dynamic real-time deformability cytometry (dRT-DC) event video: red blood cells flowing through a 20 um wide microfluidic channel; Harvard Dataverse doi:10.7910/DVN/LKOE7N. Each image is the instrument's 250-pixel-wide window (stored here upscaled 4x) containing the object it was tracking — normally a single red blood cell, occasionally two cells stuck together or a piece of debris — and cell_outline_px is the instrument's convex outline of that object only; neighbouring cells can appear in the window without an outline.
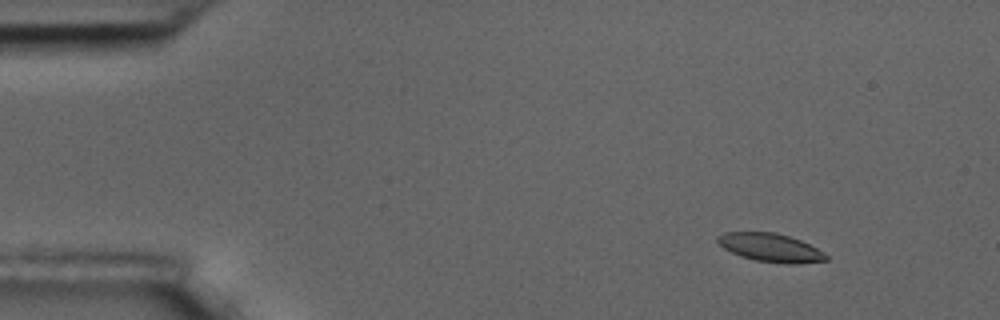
{"species": "common noctule bat (a hibernating species)", "species_latin": "Nyctalus noctula", "temperature_condition": "room temperature", "stored_images_in_passage": 52, "camera_frame_rate_fps": 3000, "um_per_image_px": 0.085, "animal": {"sex": "male", "body_mass_g": 17.5, "forearm_length_mm": 52.3}, "frame": {"image": 1, "passage_image": 1, "time_ms": 0.0, "image_size_px": [1000, 320], "cell_outline_px": [[828, 260], [796, 264], [788, 264], [756, 260], [740, 256], [724, 248], [716, 240], [716, 236], [724, 232], [776, 232], [800, 240], [824, 252], [828, 256]], "centroid_in_image_um": [65.49, 21.04], "position_along_channel_um": 19.5, "area_um2": 17.86}}
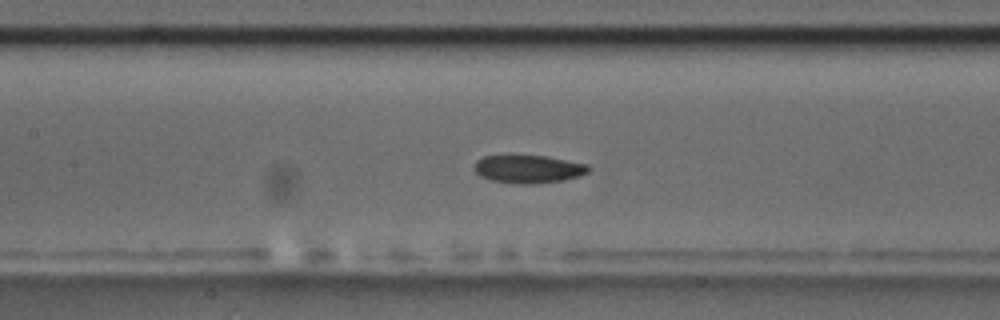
{"frame": {"image": 2, "passage_image": 21, "time_ms": 6.667, "image_size_px": [1000, 320], "cell_outline_px": [[592, 168], [588, 172], [580, 176], [564, 180], [528, 184], [516, 184], [492, 180], [480, 176], [472, 168], [476, 160], [484, 156], [544, 156], [588, 164]], "centroid_in_image_um": [44.91, 14.37], "position_along_channel_um": 162.5, "area_um2": 18.61}}
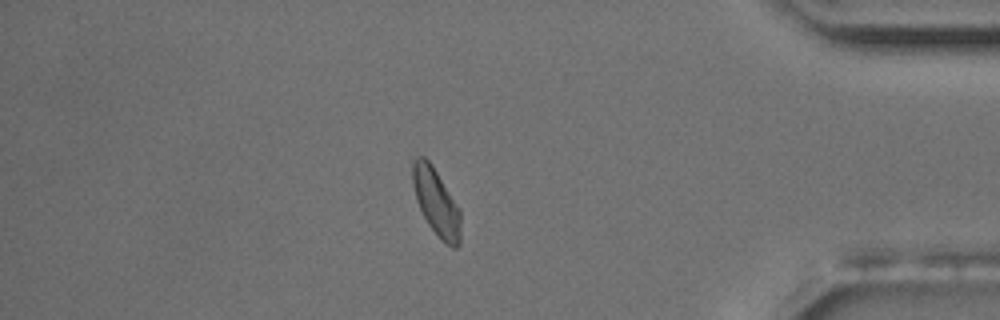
{"frame": {"image": 3, "passage_image": 44, "time_ms": 14.333, "image_size_px": [1000, 320], "cell_outline_px": [[460, 244], [456, 248], [452, 248], [444, 244], [440, 240], [428, 224], [416, 200], [412, 184], [412, 160], [416, 156], [424, 156], [432, 164], [460, 208]], "centroid_in_image_um": [37.08, 17.18], "position_along_channel_um": 398.1, "area_um2": 19.07}, "authors_computed_cell_mechanics": {"area_um2": 18.7561, "velocity_mm_per_s": 3.5233, "shape_relaxation_time_tau1_ms": 2.8375, "shape_relaxation_time_tau2_ms": 3.5814, "deformation_change_tau1": 0.1022, "deformation_change_tau2": 0.0817}}